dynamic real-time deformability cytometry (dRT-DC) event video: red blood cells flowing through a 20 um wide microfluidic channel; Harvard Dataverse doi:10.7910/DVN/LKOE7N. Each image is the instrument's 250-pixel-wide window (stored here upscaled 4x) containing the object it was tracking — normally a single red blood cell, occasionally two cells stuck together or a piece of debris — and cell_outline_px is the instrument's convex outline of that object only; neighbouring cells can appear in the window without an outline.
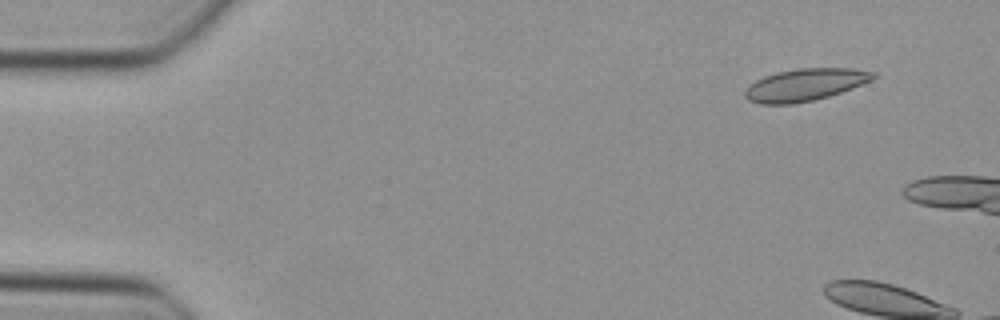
{"species": "Egyptian fruit bat (a non-hibernating species)", "species_latin": "Rousettus aegyptiacus", "temperature_condition": "cold", "stored_images_in_passage": 6, "camera_frame_rate_fps": 3000, "um_per_image_px": 0.085, "animal": {"sex": "female"}, "frame": {"image": 1, "passage_image": 3, "time_ms": 0.667, "image_size_px": [1000, 320], "cell_outline_px": [[880, 76], [872, 80], [852, 88], [828, 96], [812, 100], [792, 104], [760, 104], [748, 100], [744, 96], [744, 92], [756, 80], [764, 76], [776, 72], [800, 68], [852, 68], [876, 72]], "centroid_in_image_um": [68.46, 7.2], "position_along_channel_um": 16.5, "area_um2": 24.04}}